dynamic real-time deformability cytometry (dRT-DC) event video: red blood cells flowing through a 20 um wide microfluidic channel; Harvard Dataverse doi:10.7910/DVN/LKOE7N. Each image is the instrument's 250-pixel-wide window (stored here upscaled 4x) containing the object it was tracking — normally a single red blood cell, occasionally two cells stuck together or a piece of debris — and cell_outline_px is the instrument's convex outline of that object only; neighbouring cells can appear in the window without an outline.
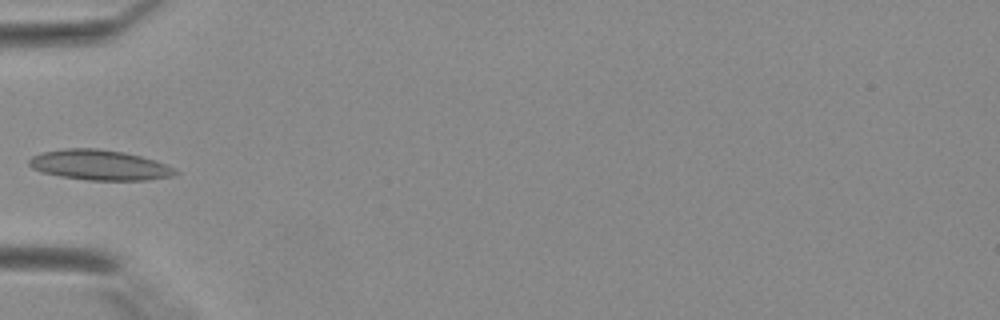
{"species": "Egyptian fruit bat (a non-hibernating species)", "species_latin": "Rousettus aegyptiacus", "temperature_condition": "warm", "stored_images_in_passage": 26, "camera_frame_rate_fps": 3000, "um_per_image_px": 0.085, "animal": {"sex": "female"}, "frame": {"image": 1, "passage_image": 1, "time_ms": 0.0, "image_size_px": [1000, 320], "cell_outline_px": [[180, 172], [172, 176], [144, 180], [88, 180], [60, 176], [40, 172], [32, 168], [28, 164], [28, 160], [32, 156], [40, 152], [64, 148], [100, 148], [124, 152], [156, 160]], "centroid_in_image_um": [8.4, 14.01], "position_along_channel_um": 76.6, "area_um2": 25.84}}
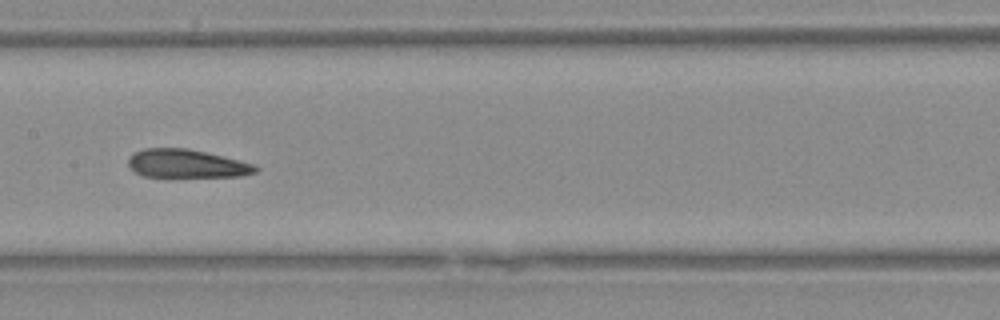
{"frame": {"image": 2, "passage_image": 8, "time_ms": 2.333, "image_size_px": [1000, 320], "cell_outline_px": [[260, 168], [256, 172], [240, 176], [144, 176], [128, 168], [128, 160], [132, 152], [144, 148], [188, 148], [256, 164]], "centroid_in_image_um": [15.85, 13.9], "position_along_channel_um": 191.6, "area_um2": 20.98}}
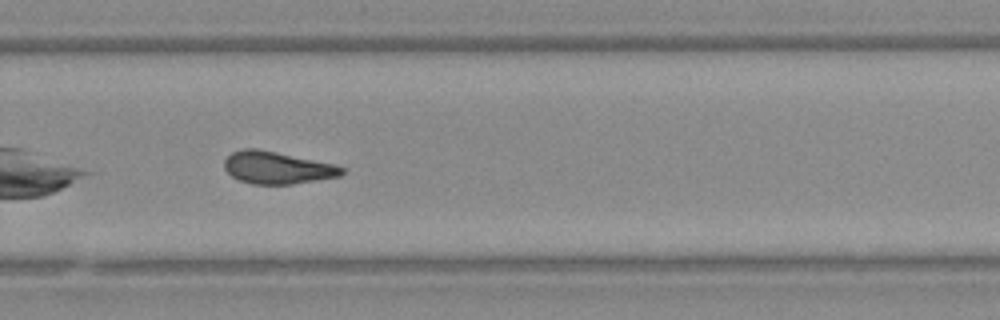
{"frame": {"image": 3, "passage_image": 15, "time_ms": 4.667, "image_size_px": [1000, 320], "cell_outline_px": [[344, 172], [340, 176], [292, 184], [252, 184], [240, 180], [232, 176], [224, 168], [224, 160], [232, 152], [244, 148], [256, 148], [336, 164], [344, 168]], "centroid_in_image_um": [23.56, 14.25], "position_along_channel_um": 306.2, "area_um2": 22.02}}